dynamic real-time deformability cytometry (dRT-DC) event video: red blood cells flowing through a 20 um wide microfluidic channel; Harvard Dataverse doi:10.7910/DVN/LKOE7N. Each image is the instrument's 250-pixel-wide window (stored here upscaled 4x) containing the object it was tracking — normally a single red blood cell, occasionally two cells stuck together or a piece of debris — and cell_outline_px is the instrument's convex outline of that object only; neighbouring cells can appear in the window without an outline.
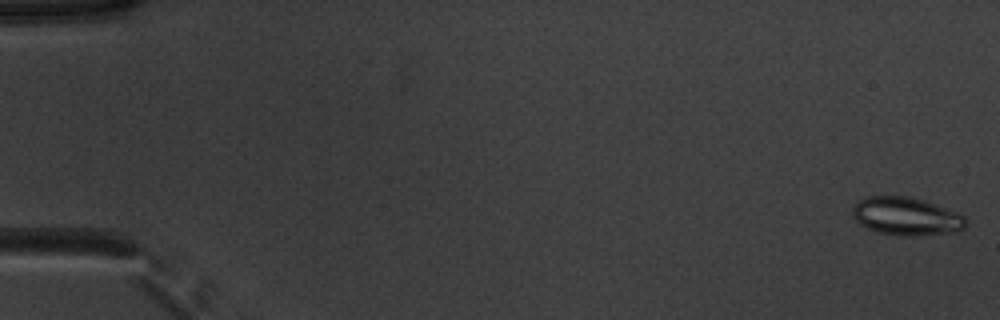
{"species": "common noctule bat (a hibernating species)", "species_latin": "Nyctalus noctula", "temperature_condition": "warm", "stored_images_in_passage": 52, "camera_frame_rate_fps": 3000, "um_per_image_px": 0.085, "animal": {"sex": "male", "body_mass_g": 20.1, "forearm_length_mm": 53.5}, "frame": {"image": 1, "passage_image": 1, "time_ms": 0.0, "image_size_px": [1000, 320], "cell_outline_px": [[968, 224], [960, 232], [912, 236], [904, 236], [876, 232], [860, 224], [852, 216], [852, 208], [864, 196], [912, 196], [960, 212], [968, 220]], "centroid_in_image_um": [77.09, 18.38], "position_along_channel_um": 7.9, "area_um2": 25.66}}
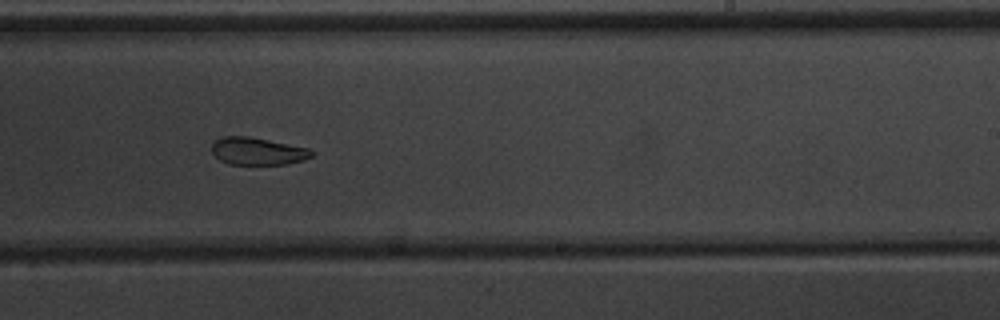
{"frame": {"image": 2, "passage_image": 33, "time_ms": 10.667, "image_size_px": [1000, 320], "cell_outline_px": [[312, 156], [304, 160], [284, 164], [228, 164], [220, 160], [212, 152], [212, 144], [220, 136], [248, 136], [308, 148], [312, 152]], "centroid_in_image_um": [21.86, 12.85], "position_along_channel_um": 267.1, "area_um2": 15.78}}
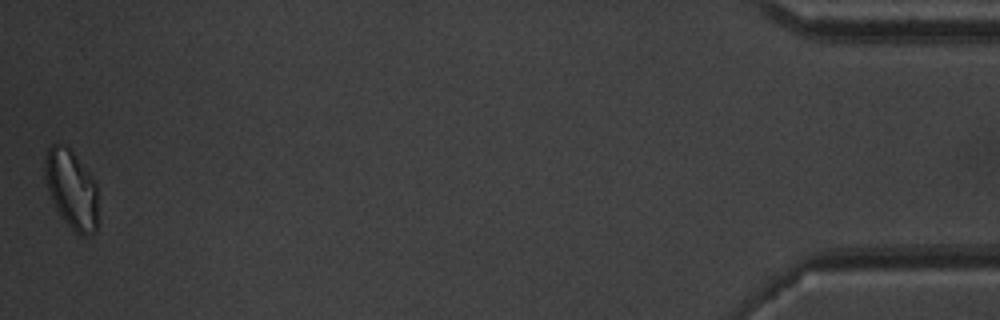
{"frame": {"image": 3, "passage_image": 52, "time_ms": 17.0, "image_size_px": [1000, 320], "cell_outline_px": [[96, 232], [88, 236], [80, 236], [72, 232], [56, 208], [52, 200], [48, 188], [44, 168], [44, 160], [48, 148], [52, 144], [56, 144], [68, 148], [72, 152], [88, 172], [96, 184]], "centroid_in_image_um": [6.07, 16.14], "position_along_channel_um": 429.1, "area_um2": 23.93}, "authors_computed_cell_mechanics": {"area_um2": 20.3745, "velocity_mm_per_s": 3.9309, "shape_relaxation_time_tau1_ms": 9.6378, "shape_relaxation_time_tau2_ms": 2.9971, "deformation_change_tau1": 0.179, "deformation_change_tau2": 0.0853}}